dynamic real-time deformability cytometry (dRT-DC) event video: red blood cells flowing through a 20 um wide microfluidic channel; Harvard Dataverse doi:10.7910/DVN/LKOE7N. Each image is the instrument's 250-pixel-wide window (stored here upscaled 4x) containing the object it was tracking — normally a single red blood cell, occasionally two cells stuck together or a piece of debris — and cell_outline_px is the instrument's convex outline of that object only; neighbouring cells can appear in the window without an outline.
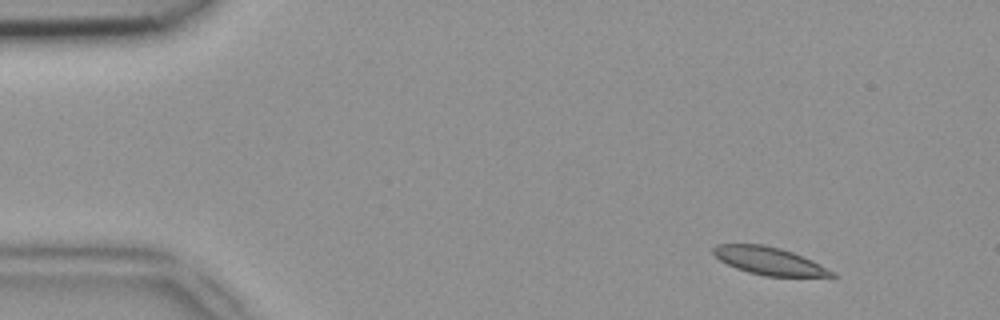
{"species": "common noctule bat (a hibernating species)", "species_latin": "Nyctalus noctula", "temperature_condition": "room temperature", "stored_images_in_passage": 48, "camera_frame_rate_fps": 3000, "um_per_image_px": 0.085, "animal": {"sex": "female", "body_mass_g": 18.4}, "frame": {"image": 1, "passage_image": 4, "time_ms": 1.0, "image_size_px": [1000, 320], "cell_outline_px": [[840, 276], [764, 276], [748, 272], [736, 268], [720, 260], [712, 252], [712, 248], [716, 244], [764, 244], [780, 248], [792, 252], [812, 260], [836, 272]], "centroid_in_image_um": [65.39, 22.17], "position_along_channel_um": 19.6, "area_um2": 19.07}}
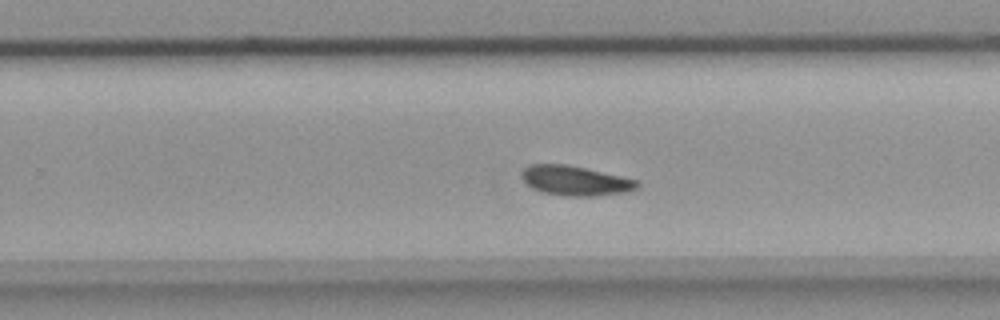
{"frame": {"image": 2, "passage_image": 30, "time_ms": 9.667, "image_size_px": [1000, 320], "cell_outline_px": [[640, 184], [636, 188], [628, 192], [596, 196], [564, 196], [544, 192], [532, 188], [520, 176], [524, 168], [528, 164], [568, 164], [620, 176], [636, 180]], "centroid_in_image_um": [48.88, 15.36], "position_along_channel_um": 280.9, "area_um2": 19.94}}
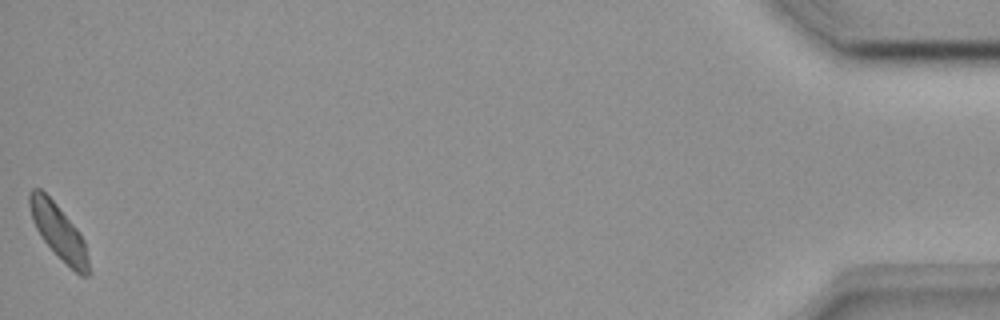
{"frame": {"image": 3, "passage_image": 48, "time_ms": 15.667, "image_size_px": [1000, 320], "cell_outline_px": [[88, 276], [80, 276], [44, 240], [36, 228], [32, 220], [28, 204], [28, 192], [32, 188], [40, 188], [56, 204], [80, 232], [84, 240], [88, 260]], "centroid_in_image_um": [4.95, 19.63], "position_along_channel_um": 430.2, "area_um2": 18.32}}